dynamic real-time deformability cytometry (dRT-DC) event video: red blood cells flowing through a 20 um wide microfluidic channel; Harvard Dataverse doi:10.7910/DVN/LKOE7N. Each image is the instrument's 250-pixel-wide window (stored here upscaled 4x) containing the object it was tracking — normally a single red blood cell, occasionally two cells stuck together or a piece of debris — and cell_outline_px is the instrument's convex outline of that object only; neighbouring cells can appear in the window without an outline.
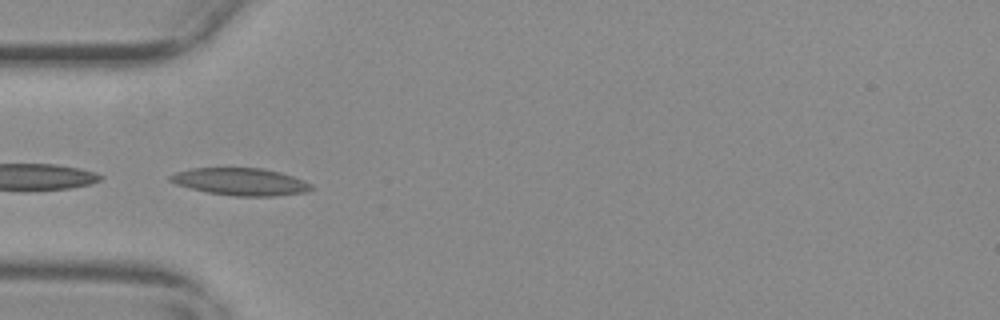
{"species": "common noctule bat (a hibernating species)", "species_latin": "Nyctalus noctula", "temperature_condition": "warm", "stored_images_in_passage": 30, "camera_frame_rate_fps": 3000, "um_per_image_px": 0.085, "animal": {"sex": "female", "body_mass_g": 29.2, "forearm_length_mm": 56.3}, "frame": {"image": 1, "passage_image": 17, "time_ms": 5.333, "image_size_px": [1000, 320], "cell_outline_px": [[316, 188], [308, 192], [276, 196], [236, 196], [208, 192], [176, 184], [168, 180], [168, 176], [176, 172], [192, 168], [260, 168], [280, 172], [304, 180], [312, 184]], "centroid_in_image_um": [20.5, 15.45], "position_along_channel_um": 64.5, "area_um2": 22.48}}
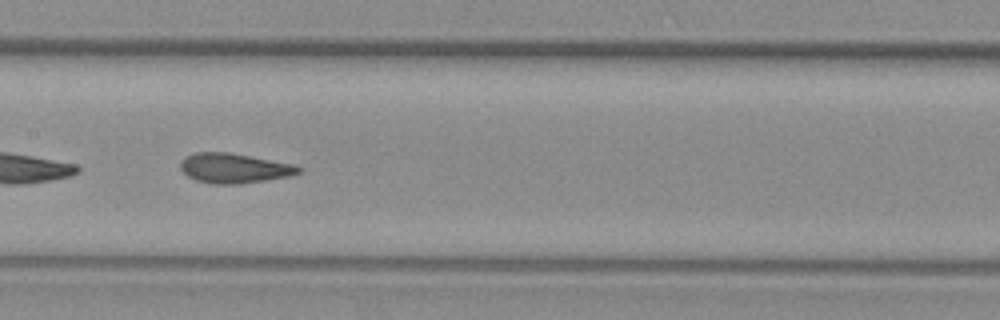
{"frame": {"image": 2, "passage_image": 27, "time_ms": 8.667, "image_size_px": [1000, 320], "cell_outline_px": [[304, 168], [300, 172], [288, 176], [264, 180], [236, 184], [212, 184], [196, 180], [188, 176], [180, 168], [180, 160], [184, 156], [196, 152], [228, 152], [292, 164]], "centroid_in_image_um": [19.85, 14.29], "position_along_channel_um": 187.5, "area_um2": 20.35}}